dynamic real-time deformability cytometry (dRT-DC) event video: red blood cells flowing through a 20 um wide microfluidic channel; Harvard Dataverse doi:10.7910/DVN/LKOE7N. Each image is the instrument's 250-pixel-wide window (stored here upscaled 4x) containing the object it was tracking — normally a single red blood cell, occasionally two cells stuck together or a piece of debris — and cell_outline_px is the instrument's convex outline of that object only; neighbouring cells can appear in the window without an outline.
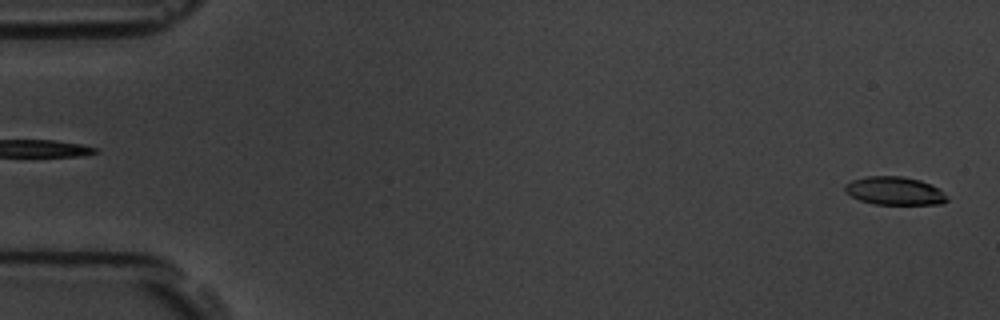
{"species": "common noctule bat (a hibernating species)", "species_latin": "Nyctalus noctula", "temperature_condition": "room temperature", "stored_images_in_passage": 6, "camera_frame_rate_fps": 3000, "um_per_image_px": 0.085, "animal": {"sex": "male", "body_mass_g": 19.5, "forearm_length_mm": 54.6}, "frame": {"image": 1, "passage_image": 6, "time_ms": 6.0, "image_size_px": [1000, 320], "cell_outline_px": [[948, 200], [940, 204], [872, 204], [860, 200], [844, 192], [844, 184], [852, 180], [868, 176], [900, 176], [920, 180], [936, 188]], "centroid_in_image_um": [75.95, 16.22], "position_along_channel_um": 9.1, "area_um2": 16.47}}